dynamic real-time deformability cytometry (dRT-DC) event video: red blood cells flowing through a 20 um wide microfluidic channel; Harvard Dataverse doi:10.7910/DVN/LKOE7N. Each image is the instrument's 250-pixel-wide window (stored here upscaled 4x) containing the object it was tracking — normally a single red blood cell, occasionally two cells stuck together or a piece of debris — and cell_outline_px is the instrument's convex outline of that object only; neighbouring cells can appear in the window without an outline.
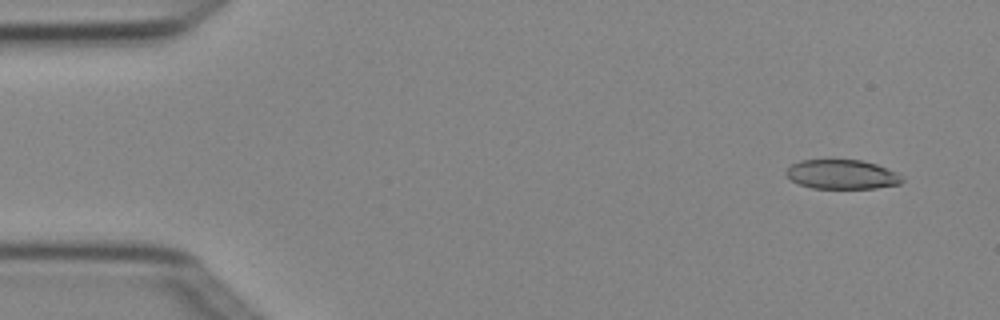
{"species": "Egyptian fruit bat (a non-hibernating species)", "species_latin": "Rousettus aegyptiacus", "temperature_condition": "cold", "stored_images_in_passage": 5, "camera_frame_rate_fps": 3000, "um_per_image_px": 0.085, "animal": {"sex": "female"}, "frame": {"image": 1, "passage_image": 1, "time_ms": 0.0, "image_size_px": [1000, 320], "cell_outline_px": [[904, 180], [900, 184], [876, 188], [812, 188], [800, 184], [792, 180], [784, 172], [792, 164], [800, 160], [860, 160], [876, 164], [896, 172]], "centroid_in_image_um": [71.56, 14.82], "position_along_channel_um": 13.4, "area_um2": 19.65}}
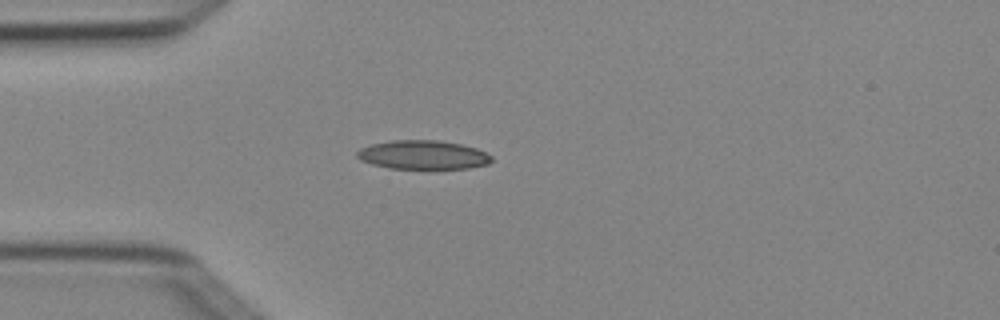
{"frame": {"image": 2, "passage_image": 4, "time_ms": 1.0, "image_size_px": [1000, 320], "cell_outline_px": [[492, 160], [488, 164], [468, 168], [388, 168], [372, 164], [360, 160], [356, 156], [356, 152], [360, 148], [372, 144], [392, 140], [440, 140], [460, 144], [476, 148], [492, 156]], "centroid_in_image_um": [35.93, 13.15], "position_along_channel_um": 49.1, "area_um2": 22.54}}